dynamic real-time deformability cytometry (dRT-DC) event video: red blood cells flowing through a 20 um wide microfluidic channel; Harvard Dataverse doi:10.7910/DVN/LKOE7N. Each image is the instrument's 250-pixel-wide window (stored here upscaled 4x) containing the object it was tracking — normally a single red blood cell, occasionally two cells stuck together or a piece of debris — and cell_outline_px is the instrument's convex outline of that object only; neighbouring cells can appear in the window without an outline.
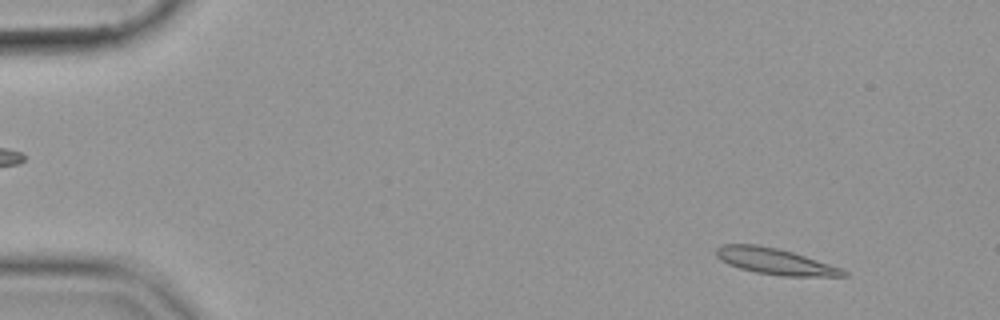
{"species": "common noctule bat (a hibernating species)", "species_latin": "Nyctalus noctula", "temperature_condition": "cold", "stored_images_in_passage": 53, "camera_frame_rate_fps": 3000, "um_per_image_px": 0.085, "animal": {"sex": "female", "body_mass_g": 19.9}, "frame": {"image": 1, "passage_image": 4, "time_ms": 1.0, "image_size_px": [1000, 320], "cell_outline_px": [[848, 276], [780, 276], [756, 272], [740, 268], [728, 264], [720, 260], [716, 256], [716, 248], [724, 244], [756, 244], [776, 248], [792, 252], [840, 268], [848, 272]], "centroid_in_image_um": [65.84, 22.21], "position_along_channel_um": 19.2, "area_um2": 19.13}}
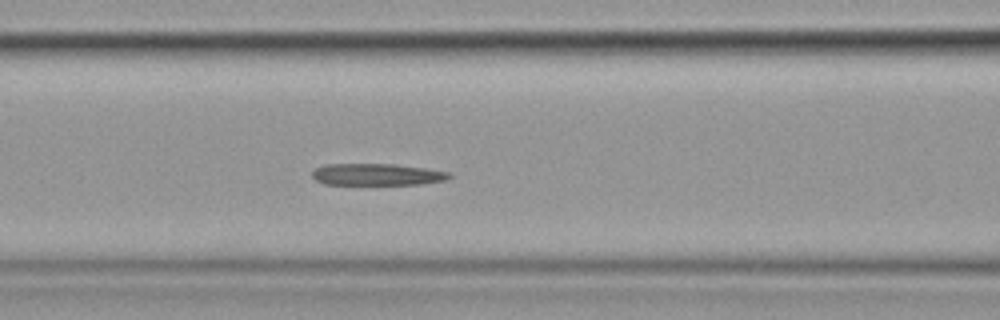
{"frame": {"image": 2, "passage_image": 22, "time_ms": 7.0, "image_size_px": [1000, 320], "cell_outline_px": [[452, 176], [444, 180], [420, 184], [324, 184], [316, 180], [312, 176], [312, 172], [316, 168], [324, 164], [396, 164], [452, 172]], "centroid_in_image_um": [32.05, 14.82], "position_along_channel_um": 134.6, "area_um2": 17.34}}
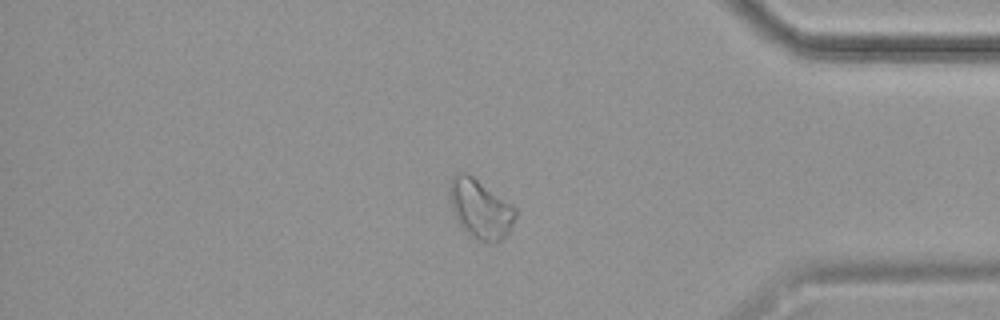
{"frame": {"image": 3, "passage_image": 45, "time_ms": 14.667, "image_size_px": [1000, 320], "cell_outline_px": [[516, 216], [508, 232], [496, 244], [492, 244], [468, 236], [460, 228], [452, 212], [448, 196], [448, 188], [452, 176], [460, 172], [468, 172], [512, 204], [516, 208]], "centroid_in_image_um": [40.78, 17.75], "position_along_channel_um": 394.4, "area_um2": 23.29}}